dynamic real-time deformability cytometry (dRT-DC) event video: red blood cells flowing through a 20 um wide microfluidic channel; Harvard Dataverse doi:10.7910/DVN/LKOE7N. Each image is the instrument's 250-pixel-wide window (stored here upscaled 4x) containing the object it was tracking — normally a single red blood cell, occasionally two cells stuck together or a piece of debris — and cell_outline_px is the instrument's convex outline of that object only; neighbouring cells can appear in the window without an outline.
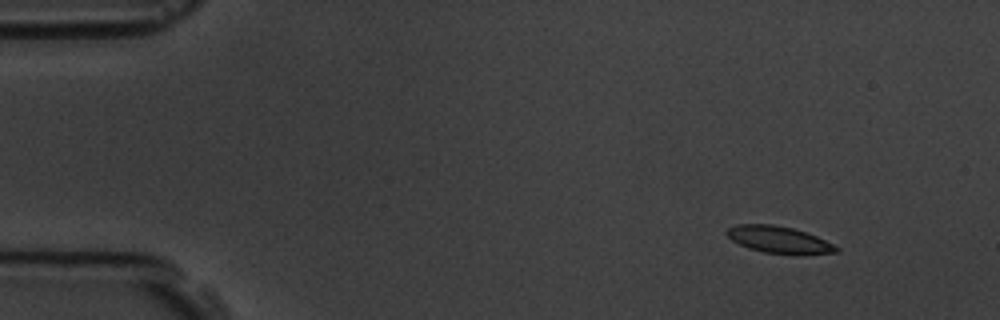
{"species": "common noctule bat (a hibernating species)", "species_latin": "Nyctalus noctula", "temperature_condition": "room temperature", "stored_images_in_passage": 4, "camera_frame_rate_fps": 3000, "um_per_image_px": 0.085, "animal": {"sex": "male", "body_mass_g": 19.5, "forearm_length_mm": 54.6}, "frame": {"image": 1, "passage_image": 1, "time_ms": 0.0, "image_size_px": [1000, 320], "cell_outline_px": [[840, 252], [800, 256], [764, 252], [748, 248], [732, 240], [724, 232], [728, 228], [736, 224], [772, 224], [792, 228], [816, 236], [840, 248]], "centroid_in_image_um": [66.23, 20.4], "position_along_channel_um": 18.8, "area_um2": 17.4}}
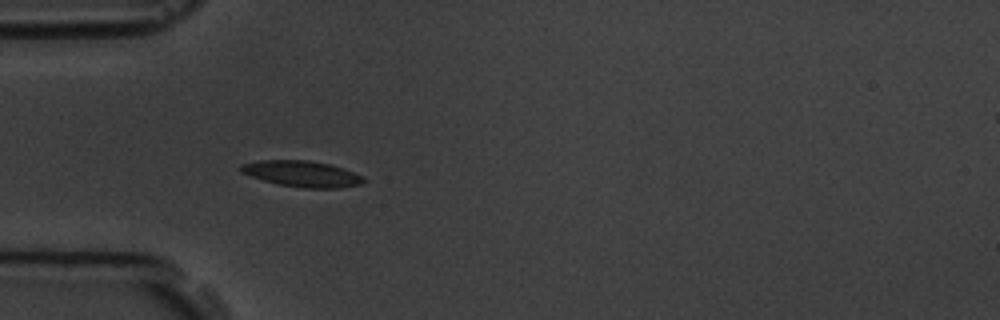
{"frame": {"image": 2, "passage_image": 4, "time_ms": 3.667, "image_size_px": [1000, 320], "cell_outline_px": [[368, 180], [360, 184], [336, 188], [304, 188], [280, 184], [264, 180], [240, 172], [240, 164], [260, 160], [308, 160], [328, 164], [364, 176]], "centroid_in_image_um": [25.67, 14.77], "position_along_channel_um": 59.3, "area_um2": 18.38}}